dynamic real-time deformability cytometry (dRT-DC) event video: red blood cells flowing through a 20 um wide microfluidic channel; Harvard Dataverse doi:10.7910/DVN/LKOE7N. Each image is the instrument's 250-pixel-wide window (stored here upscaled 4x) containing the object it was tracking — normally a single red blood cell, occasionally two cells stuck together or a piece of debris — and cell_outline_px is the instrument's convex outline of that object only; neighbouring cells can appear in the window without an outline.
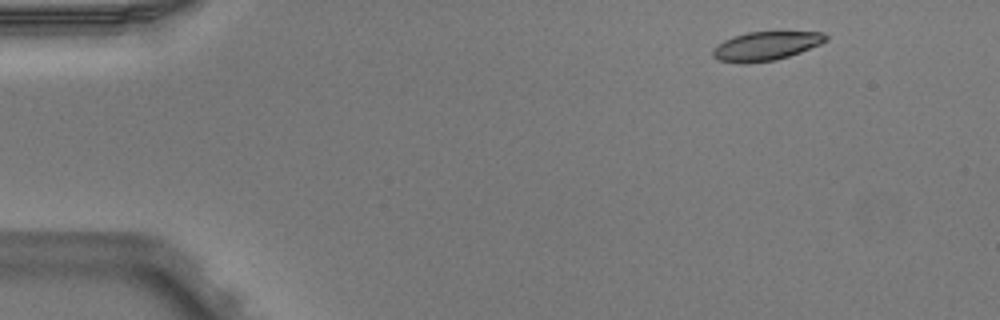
{"species": "Egyptian fruit bat (a non-hibernating species)", "species_latin": "Rousettus aegyptiacus", "temperature_condition": "warm", "stored_images_in_passage": 4, "camera_frame_rate_fps": 3000, "um_per_image_px": 0.085, "animal": {"sex": "male"}, "frame": {"image": 1, "passage_image": 1, "time_ms": 0.0, "image_size_px": [1000, 320], "cell_outline_px": [[828, 40], [820, 44], [800, 52], [776, 60], [744, 64], [740, 64], [716, 60], [712, 56], [712, 48], [716, 44], [732, 36], [748, 32], [824, 32], [828, 36]], "centroid_in_image_um": [65.04, 3.92], "position_along_channel_um": 20.0, "area_um2": 19.25}}